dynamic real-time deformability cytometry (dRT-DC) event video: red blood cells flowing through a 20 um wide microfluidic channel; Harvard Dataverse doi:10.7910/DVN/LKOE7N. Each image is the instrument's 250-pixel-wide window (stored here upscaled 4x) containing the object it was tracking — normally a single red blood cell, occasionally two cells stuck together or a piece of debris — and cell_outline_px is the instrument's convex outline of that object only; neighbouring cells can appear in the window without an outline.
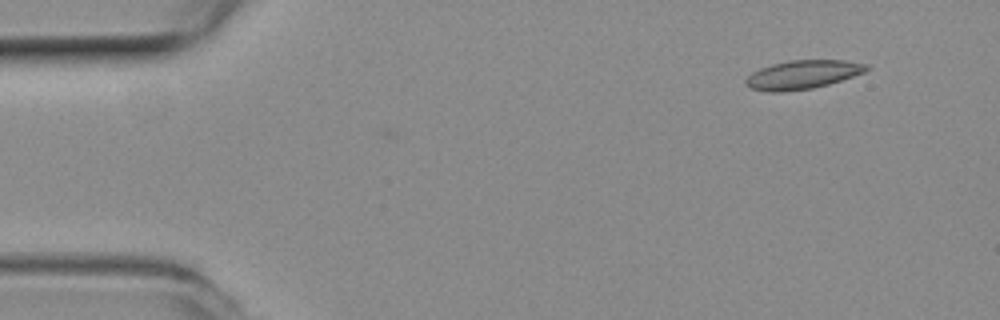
{"species": "common noctule bat (a hibernating species)", "species_latin": "Nyctalus noctula", "temperature_condition": "room temperature", "stored_images_in_passage": 3, "camera_frame_rate_fps": 3000, "um_per_image_px": 0.085, "animal": {"sex": "female", "body_mass_g": 19.3, "forearm_length_mm": 54.1}, "frame": {"image": 1, "passage_image": 1, "time_ms": 0.0, "image_size_px": [1000, 320], "cell_outline_px": [[872, 68], [864, 72], [828, 84], [812, 88], [776, 92], [768, 92], [752, 88], [744, 84], [744, 80], [752, 72], [760, 68], [772, 64], [788, 60], [844, 60], [868, 64]], "centroid_in_image_um": [68.22, 6.33], "position_along_channel_um": 16.8, "area_um2": 20.11}}